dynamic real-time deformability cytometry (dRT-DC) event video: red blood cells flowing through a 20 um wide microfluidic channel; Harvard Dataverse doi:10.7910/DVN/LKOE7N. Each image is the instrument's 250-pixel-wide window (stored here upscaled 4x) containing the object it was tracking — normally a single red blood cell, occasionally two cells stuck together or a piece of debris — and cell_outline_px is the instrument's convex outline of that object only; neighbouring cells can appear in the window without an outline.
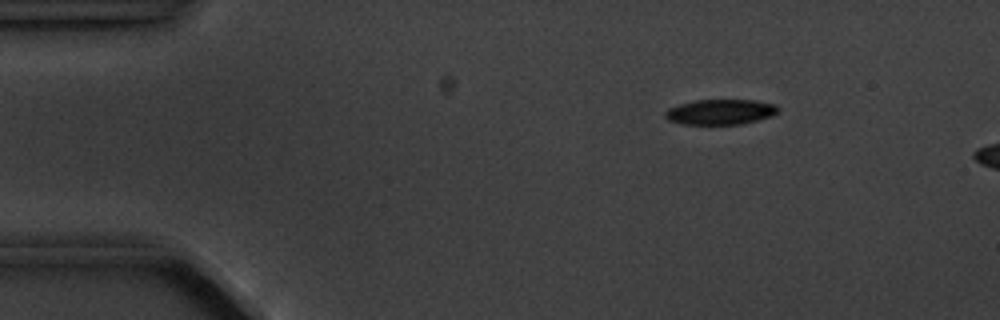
{"species": "common noctule bat (a hibernating species)", "species_latin": "Nyctalus noctula", "temperature_condition": "cold", "stored_images_in_passage": 5, "camera_frame_rate_fps": 3000, "um_per_image_px": 0.085, "animal": {"sex": "male", "body_mass_g": 20.1, "forearm_length_mm": 53.5}, "frame": {"image": 1, "passage_image": 3, "time_ms": 2.333, "image_size_px": [1000, 320], "cell_outline_px": [[780, 108], [772, 116], [740, 124], [684, 124], [668, 120], [664, 116], [664, 112], [668, 108], [680, 104], [696, 100], [756, 100], [776, 104]], "centroid_in_image_um": [61.23, 9.5], "position_along_channel_um": 23.8, "area_um2": 16.59}}